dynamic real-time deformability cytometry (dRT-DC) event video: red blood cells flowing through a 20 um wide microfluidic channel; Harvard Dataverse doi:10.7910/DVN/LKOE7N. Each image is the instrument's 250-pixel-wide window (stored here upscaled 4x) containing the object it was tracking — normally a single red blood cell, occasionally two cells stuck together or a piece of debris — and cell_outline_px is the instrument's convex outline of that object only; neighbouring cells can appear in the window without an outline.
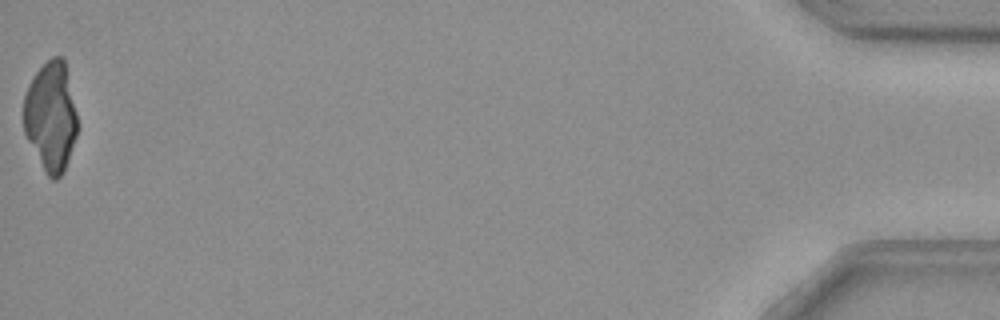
{"species": "common noctule bat (a hibernating species)", "species_latin": "Nyctalus noctula", "temperature_condition": "cold", "stored_images_in_passage": 40, "camera_frame_rate_fps": 3000, "um_per_image_px": 0.085, "animal": {"sex": "female", "body_mass_g": 29.2, "forearm_length_mm": 56.3}, "frame": {"image": 1, "passage_image": 39, "time_ms": 12.667, "image_size_px": [1000, 320], "cell_outline_px": [[80, 128], [64, 172], [56, 180], [52, 180], [48, 176], [28, 140], [24, 132], [24, 96], [28, 84], [36, 72], [52, 56], [60, 56], [64, 60]], "centroid_in_image_um": [4.35, 9.92], "position_along_channel_um": 430.9, "area_um2": 34.33}}